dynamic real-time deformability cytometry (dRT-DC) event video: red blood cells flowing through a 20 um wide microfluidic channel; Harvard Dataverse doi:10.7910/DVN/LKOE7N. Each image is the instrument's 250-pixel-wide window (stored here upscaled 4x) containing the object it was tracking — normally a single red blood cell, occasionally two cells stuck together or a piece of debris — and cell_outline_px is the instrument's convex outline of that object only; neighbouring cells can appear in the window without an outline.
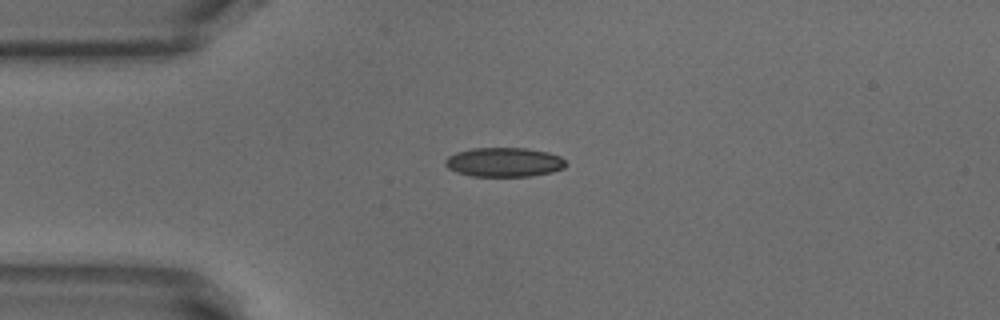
{"species": "common noctule bat (a hibernating species)", "species_latin": "Nyctalus noctula", "temperature_condition": "warm", "stored_images_in_passage": 31, "camera_frame_rate_fps": 3000, "um_per_image_px": 0.085, "animal": {"sex": "male", "body_mass_g": 18.8}, "frame": {"image": 1, "passage_image": 1, "time_ms": 0.0, "image_size_px": [1000, 320], "cell_outline_px": [[568, 164], [564, 168], [552, 172], [532, 176], [472, 176], [456, 172], [448, 168], [444, 164], [444, 160], [448, 156], [456, 152], [472, 148], [524, 148], [548, 152], [560, 156]], "centroid_in_image_um": [42.84, 13.78], "position_along_channel_um": 42.2, "area_um2": 20.69}}
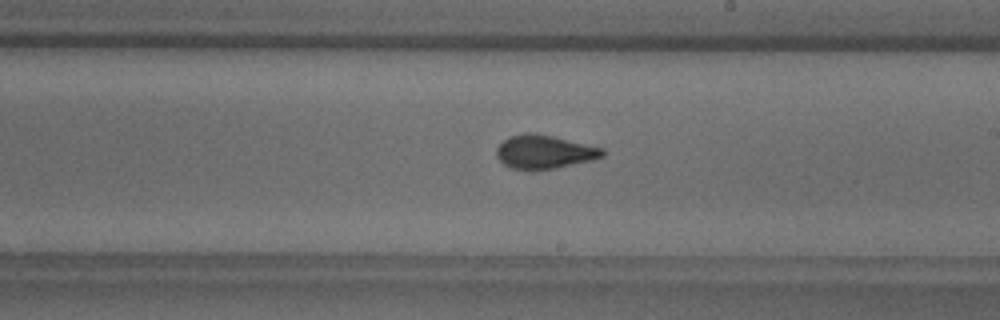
{"frame": {"image": 2, "passage_image": 18, "time_ms": 5.667, "image_size_px": [1000, 320], "cell_outline_px": [[604, 156], [592, 160], [532, 172], [512, 168], [504, 164], [496, 156], [496, 148], [504, 140], [512, 136], [524, 132], [536, 132], [604, 148]], "centroid_in_image_um": [46.24, 12.91], "position_along_channel_um": 242.8, "area_um2": 20.92}}
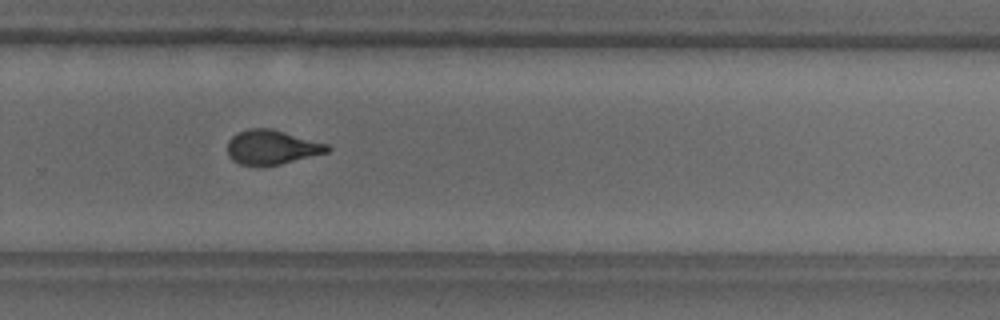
{"frame": {"image": 3, "passage_image": 23, "time_ms": 7.333, "image_size_px": [1000, 320], "cell_outline_px": [[332, 148], [328, 152], [280, 164], [240, 164], [232, 160], [228, 156], [228, 140], [236, 132], [248, 128], [272, 128], [328, 144]], "centroid_in_image_um": [23.1, 12.48], "position_along_channel_um": 306.7, "area_um2": 19.88}, "authors_computed_cell_mechanics": {"area_um2": 20.4612, "velocity_mm_per_s": 3.8517, "shape_relaxation_time_tau1_ms": 4.7529, "shape_relaxation_time_tau2_ms": 1.0129, "deformation_change_tau1": 0.1489, "deformation_change_tau2": 0.0767}}